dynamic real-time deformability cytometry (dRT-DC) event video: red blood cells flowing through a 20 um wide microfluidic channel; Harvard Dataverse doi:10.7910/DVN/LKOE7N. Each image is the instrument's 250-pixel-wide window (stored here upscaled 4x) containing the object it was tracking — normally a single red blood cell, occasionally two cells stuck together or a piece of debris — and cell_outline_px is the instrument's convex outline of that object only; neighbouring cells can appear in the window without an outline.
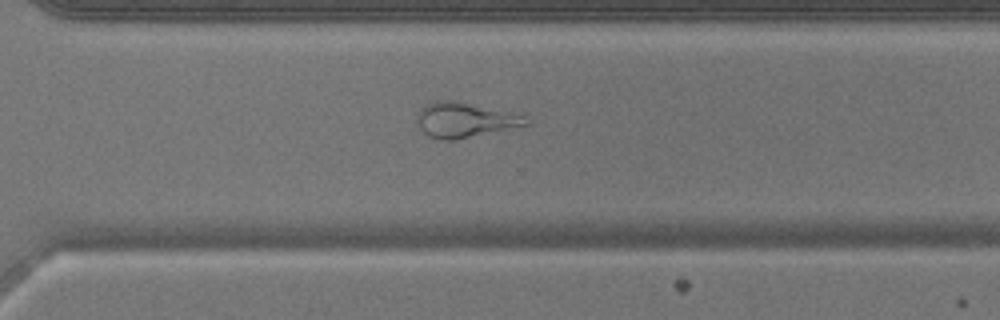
{"species": "common noctule bat (a hibernating species)", "species_latin": "Nyctalus noctula", "temperature_condition": "warm", "stored_images_in_passage": 34, "camera_frame_rate_fps": 3000, "um_per_image_px": 0.085, "animal": {"sex": "male", "body_mass_g": 17.9}, "frame": {"image": 1, "passage_image": 23, "time_ms": 7.333, "image_size_px": [1000, 320], "cell_outline_px": [[532, 124], [452, 140], [440, 140], [428, 136], [416, 124], [416, 112], [420, 108], [436, 100], [456, 100], [524, 112]], "centroid_in_image_um": [39.59, 10.15], "position_along_channel_um": 331.0, "area_um2": 23.12}}
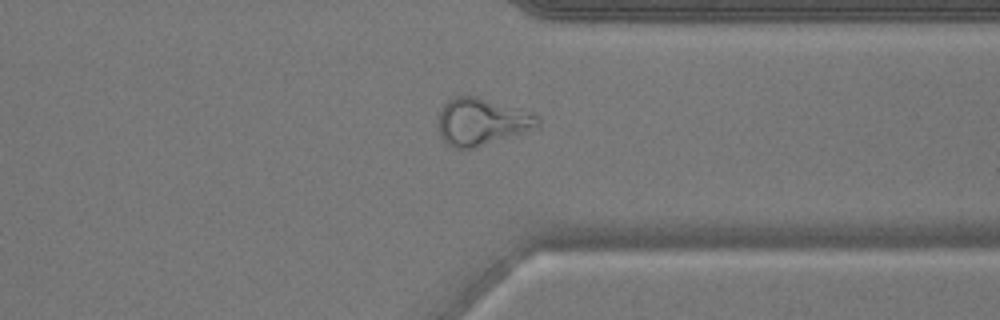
{"frame": {"image": 2, "passage_image": 26, "time_ms": 8.333, "image_size_px": [1000, 320], "cell_outline_px": [[540, 124], [536, 128], [528, 132], [476, 148], [456, 148], [448, 144], [440, 136], [440, 112], [444, 104], [448, 100], [456, 96], [476, 96], [536, 112], [540, 116]], "centroid_in_image_um": [41.05, 10.35], "position_along_channel_um": 370.4, "area_um2": 27.69}}
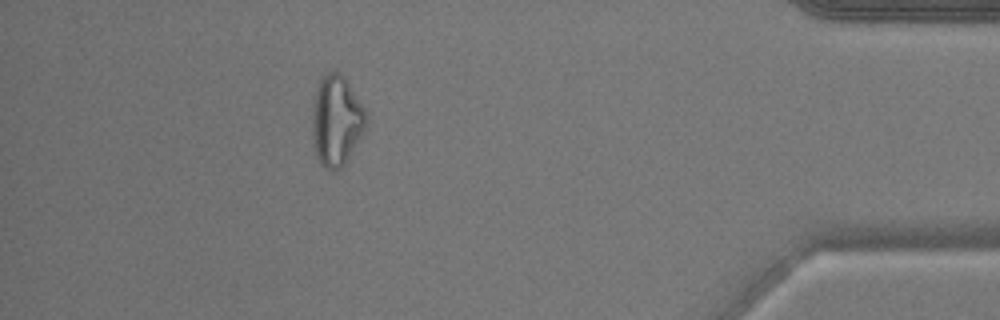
{"frame": {"image": 3, "passage_image": 32, "time_ms": 10.333, "image_size_px": [1000, 320], "cell_outline_px": [[364, 128], [344, 164], [336, 172], [332, 172], [324, 168], [316, 156], [312, 136], [312, 108], [316, 88], [320, 80], [328, 72], [336, 68], [344, 76], [364, 108]], "centroid_in_image_um": [28.53, 10.24], "position_along_channel_um": 406.7, "area_um2": 28.03}}